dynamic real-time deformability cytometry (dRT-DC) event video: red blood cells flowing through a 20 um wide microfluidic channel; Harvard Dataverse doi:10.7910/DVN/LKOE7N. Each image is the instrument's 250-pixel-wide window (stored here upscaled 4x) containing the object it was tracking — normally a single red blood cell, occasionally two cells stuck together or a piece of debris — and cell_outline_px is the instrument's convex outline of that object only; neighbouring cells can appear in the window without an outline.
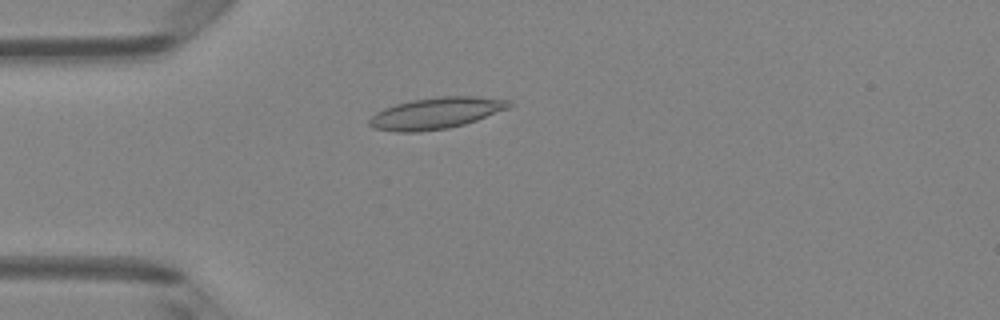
{"species": "Egyptian fruit bat (a non-hibernating species)", "species_latin": "Rousettus aegyptiacus", "temperature_condition": "room temperature", "stored_images_in_passage": 2, "camera_frame_rate_fps": 3000, "um_per_image_px": 0.085, "animal": {"sex": "female"}, "frame": {"image": 1, "passage_image": 1, "time_ms": 0.0, "image_size_px": [1000, 320], "cell_outline_px": [[512, 104], [508, 108], [476, 120], [464, 124], [448, 128], [420, 132], [396, 132], [372, 128], [368, 124], [368, 120], [376, 112], [384, 108], [396, 104], [412, 100], [440, 96], [476, 96], [508, 100]], "centroid_in_image_um": [37.02, 9.62], "position_along_channel_um": 48.0, "area_um2": 25.49}}